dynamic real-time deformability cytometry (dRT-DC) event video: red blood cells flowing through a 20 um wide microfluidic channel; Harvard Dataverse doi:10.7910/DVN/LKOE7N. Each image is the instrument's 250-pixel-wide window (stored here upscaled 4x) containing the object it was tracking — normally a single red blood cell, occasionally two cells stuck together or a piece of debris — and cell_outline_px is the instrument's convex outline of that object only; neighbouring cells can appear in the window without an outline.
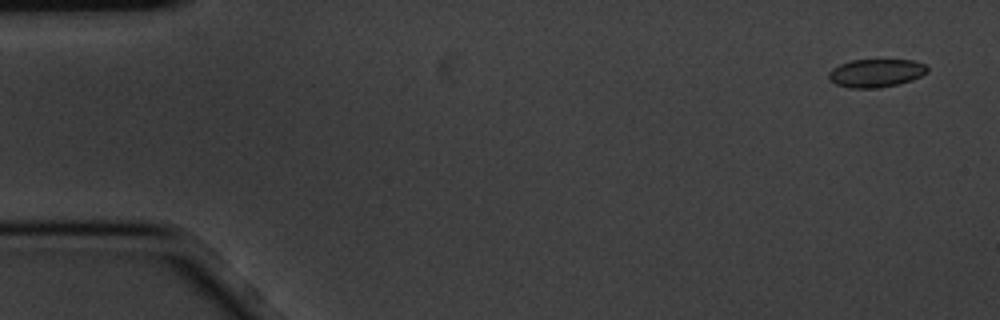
{"species": "common noctule bat (a hibernating species)", "species_latin": "Nyctalus noctula", "temperature_condition": "cold", "stored_images_in_passage": 14, "camera_frame_rate_fps": 3000, "um_per_image_px": 0.085, "animal": {"sex": "male", "body_mass_g": 20.1, "forearm_length_mm": 53.5}, "frame": {"image": 1, "passage_image": 1, "time_ms": 0.0, "image_size_px": [1000, 320], "cell_outline_px": [[928, 72], [912, 80], [880, 88], [852, 88], [836, 84], [828, 80], [828, 72], [832, 68], [840, 64], [852, 60], [912, 60], [924, 64], [928, 68]], "centroid_in_image_um": [74.43, 6.21], "position_along_channel_um": 10.6, "area_um2": 16.18}}
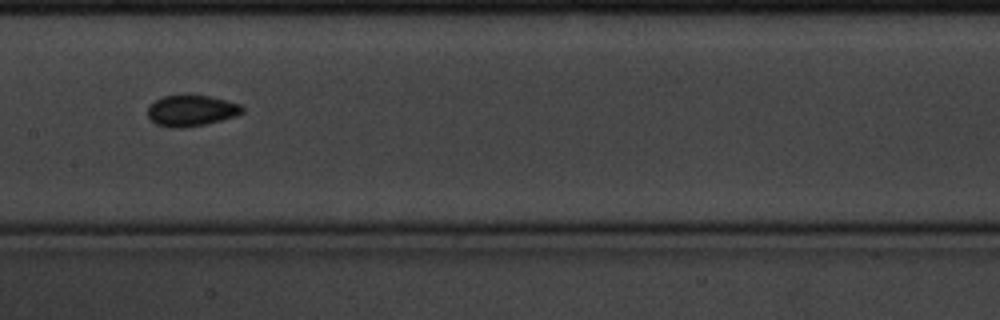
{"frame": {"image": 2, "passage_image": 7, "time_ms": 2.0, "image_size_px": [1000, 320], "cell_outline_px": [[244, 112], [236, 116], [204, 124], [180, 128], [172, 128], [156, 124], [148, 116], [148, 108], [156, 100], [164, 96], [208, 96], [240, 104], [244, 108]], "centroid_in_image_um": [16.28, 9.42], "position_along_channel_um": 191.1, "area_um2": 16.7}}
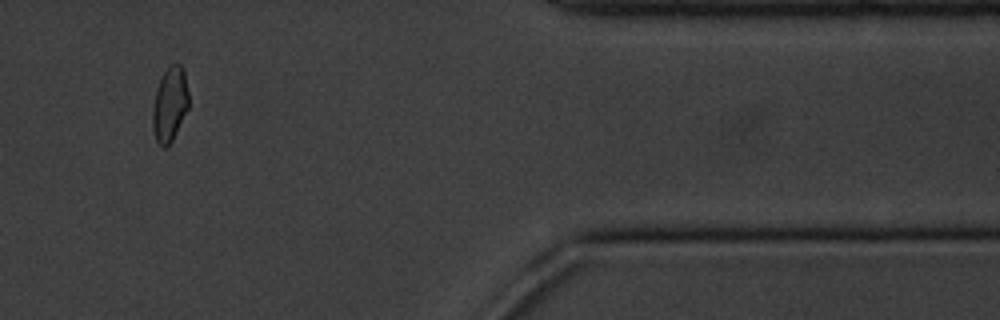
{"frame": {"image": 3, "passage_image": 12, "time_ms": 3.667, "image_size_px": [1000, 320], "cell_outline_px": [[188, 108], [172, 140], [164, 148], [160, 148], [156, 140], [152, 128], [152, 108], [156, 88], [164, 72], [172, 64], [180, 64], [184, 72], [188, 92]], "centroid_in_image_um": [14.41, 8.9], "position_along_channel_um": 397.0, "area_um2": 15.55}}